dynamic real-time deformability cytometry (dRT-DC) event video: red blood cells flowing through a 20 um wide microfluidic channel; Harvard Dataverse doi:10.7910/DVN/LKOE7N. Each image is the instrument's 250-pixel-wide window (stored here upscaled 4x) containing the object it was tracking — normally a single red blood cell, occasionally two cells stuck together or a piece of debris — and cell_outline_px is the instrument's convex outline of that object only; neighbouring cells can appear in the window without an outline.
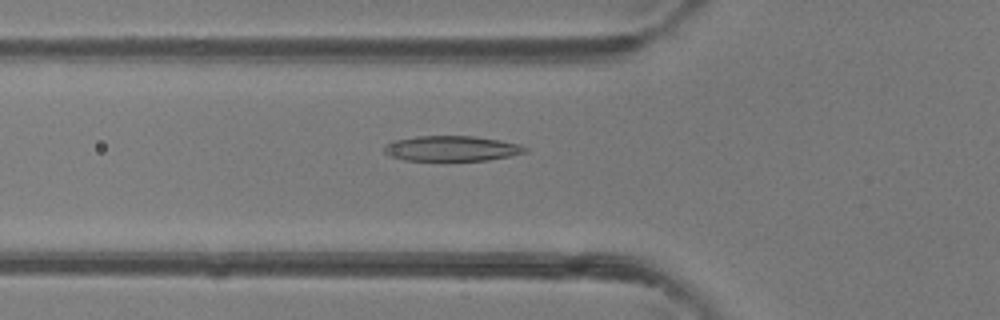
{"species": "common noctule bat (a hibernating species)", "species_latin": "Nyctalus noctula", "temperature_condition": "room temperature", "stored_images_in_passage": 48, "camera_frame_rate_fps": 3000, "um_per_image_px": 0.085, "animal": {"sex": "female"}, "frame": {"image": 1, "passage_image": 17, "time_ms": 5.333, "image_size_px": [1000, 320], "cell_outline_px": [[528, 152], [488, 160], [444, 164], [404, 160], [388, 156], [384, 152], [384, 144], [392, 140], [416, 136], [476, 136], [500, 140], [520, 144], [528, 148]], "centroid_in_image_um": [38.34, 12.67], "position_along_channel_um": 87.5, "area_um2": 22.14}}
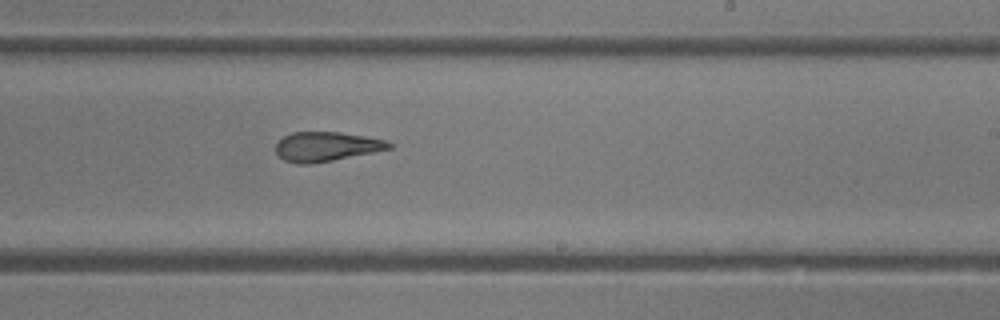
{"frame": {"image": 2, "passage_image": 29, "time_ms": 9.333, "image_size_px": [1000, 320], "cell_outline_px": [[392, 148], [332, 160], [308, 164], [296, 164], [284, 160], [276, 152], [276, 144], [284, 136], [292, 132], [340, 132], [388, 140], [392, 144]], "centroid_in_image_um": [27.73, 12.45], "position_along_channel_um": 261.3, "area_um2": 19.25}}
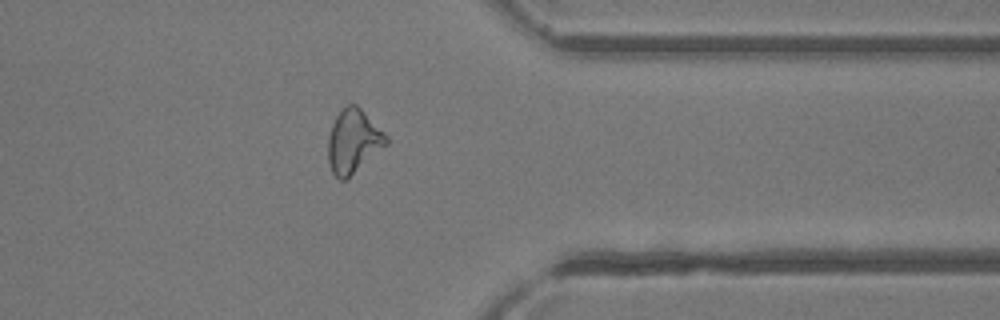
{"frame": {"image": 3, "passage_image": 38, "time_ms": 12.333, "image_size_px": [1000, 320], "cell_outline_px": [[388, 144], [344, 180], [340, 180], [332, 172], [328, 160], [328, 136], [332, 124], [336, 116], [348, 104], [356, 104], [388, 136]], "centroid_in_image_um": [30.03, 12.0], "position_along_channel_um": 381.4, "area_um2": 21.15}, "authors_computed_cell_mechanics": {"area_um2": 21.3282, "velocity_mm_per_s": 4.324, "shape_relaxation_time_tau1_ms": 7.1515, "shape_relaxation_time_tau2_ms": 1.9766, "deformation_change_tau1": 0.2391, "deformation_change_tau2": 0.1273}}